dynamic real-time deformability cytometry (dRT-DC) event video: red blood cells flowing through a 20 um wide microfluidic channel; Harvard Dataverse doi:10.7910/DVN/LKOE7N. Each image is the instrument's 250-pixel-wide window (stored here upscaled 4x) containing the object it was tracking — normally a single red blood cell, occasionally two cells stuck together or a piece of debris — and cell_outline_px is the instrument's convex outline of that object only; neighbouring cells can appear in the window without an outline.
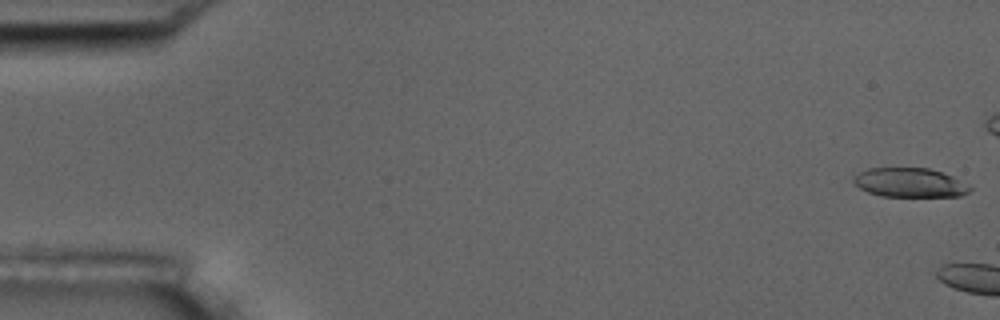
{"species": "common noctule bat (a hibernating species)", "species_latin": "Nyctalus noctula", "temperature_condition": "room temperature", "stored_images_in_passage": 2, "camera_frame_rate_fps": 3000, "um_per_image_px": 0.085, "animal": {"sex": "male", "body_mass_g": 17.5, "forearm_length_mm": 52.3}, "frame": {"image": 1, "passage_image": 1, "time_ms": 0.0, "image_size_px": [1000, 320], "cell_outline_px": [[972, 188], [968, 192], [960, 196], [880, 196], [868, 192], [860, 188], [852, 180], [860, 172], [868, 168], [928, 168], [952, 176], [968, 184]], "centroid_in_image_um": [77.34, 15.52], "position_along_channel_um": 7.7, "area_um2": 19.59}}